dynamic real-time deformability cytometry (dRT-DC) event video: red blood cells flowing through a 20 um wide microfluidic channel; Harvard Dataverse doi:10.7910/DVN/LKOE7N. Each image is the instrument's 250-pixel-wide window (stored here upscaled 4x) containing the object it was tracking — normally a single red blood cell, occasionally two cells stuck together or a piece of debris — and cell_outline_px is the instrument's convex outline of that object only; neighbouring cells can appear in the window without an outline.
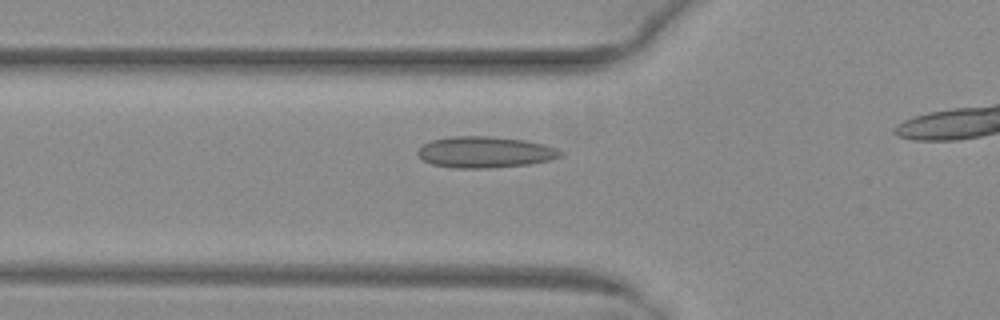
{"species": "common noctule bat (a hibernating species)", "species_latin": "Nyctalus noctula", "temperature_condition": "warm", "stored_images_in_passage": 33, "camera_frame_rate_fps": 3000, "um_per_image_px": 0.085, "animal": {"sex": "female", "body_mass_g": 29.2, "forearm_length_mm": 56.3}, "frame": {"image": 1, "passage_image": 9, "time_ms": 2.667, "image_size_px": [1000, 320], "cell_outline_px": [[564, 156], [548, 160], [528, 164], [488, 168], [456, 168], [432, 164], [424, 160], [416, 152], [424, 144], [432, 140], [452, 136], [488, 136], [524, 140], [544, 144], [556, 148], [564, 152]], "centroid_in_image_um": [41.25, 12.93], "position_along_channel_um": 84.5, "area_um2": 25.84}}
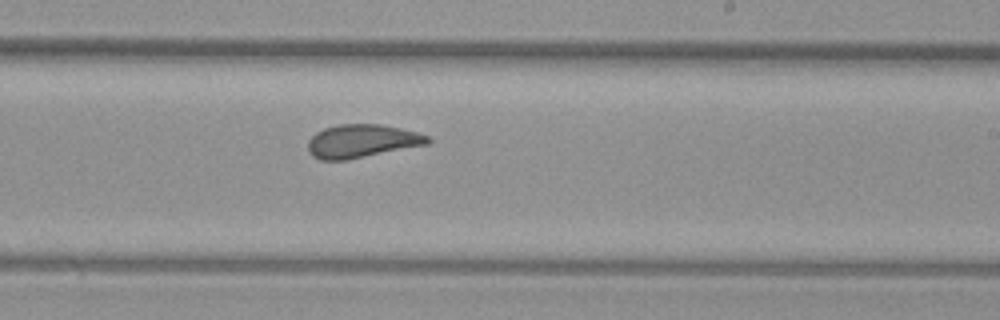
{"frame": {"image": 2, "passage_image": 22, "time_ms": 7.0, "image_size_px": [1000, 320], "cell_outline_px": [[432, 140], [428, 144], [348, 160], [320, 160], [312, 156], [308, 152], [308, 140], [316, 132], [324, 128], [340, 124], [380, 124], [400, 128], [416, 132], [428, 136]], "centroid_in_image_um": [30.74, 12.0], "position_along_channel_um": 258.3, "area_um2": 23.29}}
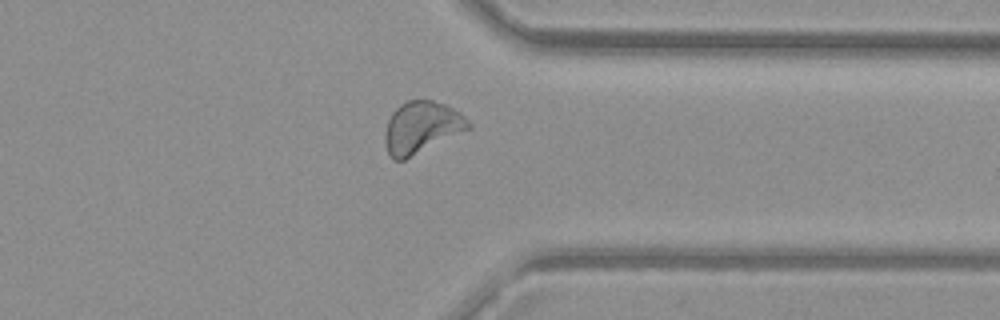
{"frame": {"image": 3, "passage_image": 31, "time_ms": 10.0, "image_size_px": [1000, 320], "cell_outline_px": [[472, 128], [404, 160], [392, 160], [388, 152], [384, 140], [384, 132], [388, 120], [392, 112], [400, 104], [408, 100], [432, 100], [444, 104], [460, 112], [472, 124]], "centroid_in_image_um": [35.83, 10.83], "position_along_channel_um": 375.6, "area_um2": 25.32}}